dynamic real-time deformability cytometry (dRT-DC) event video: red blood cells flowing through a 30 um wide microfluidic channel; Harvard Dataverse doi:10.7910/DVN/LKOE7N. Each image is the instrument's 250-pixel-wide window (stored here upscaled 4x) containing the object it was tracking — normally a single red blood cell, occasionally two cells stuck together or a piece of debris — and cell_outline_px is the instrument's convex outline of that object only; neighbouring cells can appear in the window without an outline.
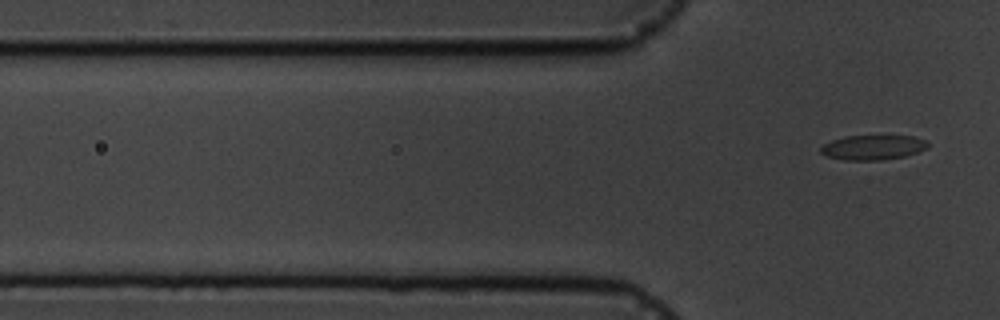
{"species": "common noctule bat (a hibernating species)", "species_latin": "Nyctalus noctula", "temperature_condition": "cold", "stored_images_in_passage": 5, "camera_frame_rate_fps": 3000, "um_per_image_px": 0.085, "animal": {"sex": "male", "body_mass_g": 19.5, "forearm_length_mm": 54.6}, "frame": {"image": 1, "passage_image": 5, "time_ms": 5.333, "image_size_px": [1000, 320], "cell_outline_px": [[928, 148], [904, 156], [880, 160], [844, 160], [828, 156], [820, 152], [820, 148], [824, 144], [832, 140], [844, 136], [912, 136], [924, 140], [928, 144]], "centroid_in_image_um": [74.17, 12.53], "position_along_channel_um": 51.6, "area_um2": 15.26}}